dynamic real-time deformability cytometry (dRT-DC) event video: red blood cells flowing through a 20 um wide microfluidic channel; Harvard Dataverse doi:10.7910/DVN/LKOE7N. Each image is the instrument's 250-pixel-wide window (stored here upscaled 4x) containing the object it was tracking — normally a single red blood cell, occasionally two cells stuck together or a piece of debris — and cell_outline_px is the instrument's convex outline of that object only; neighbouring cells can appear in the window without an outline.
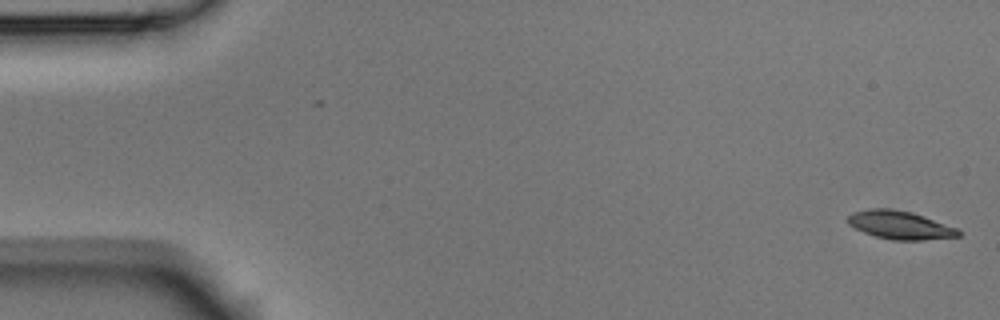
{"species": "Egyptian fruit bat (a non-hibernating species)", "species_latin": "Rousettus aegyptiacus", "temperature_condition": "room temperature", "stored_images_in_passage": 5, "camera_frame_rate_fps": 3000, "um_per_image_px": 0.085, "animal": {"sex": "male"}, "frame": {"image": 1, "passage_image": 1, "time_ms": 0.0, "image_size_px": [1000, 320], "cell_outline_px": [[960, 236], [924, 240], [892, 240], [876, 236], [864, 232], [848, 224], [848, 216], [852, 212], [876, 208], [888, 208], [912, 212], [956, 228], [960, 232]], "centroid_in_image_um": [76.49, 19.13], "position_along_channel_um": 8.5, "area_um2": 17.92}}
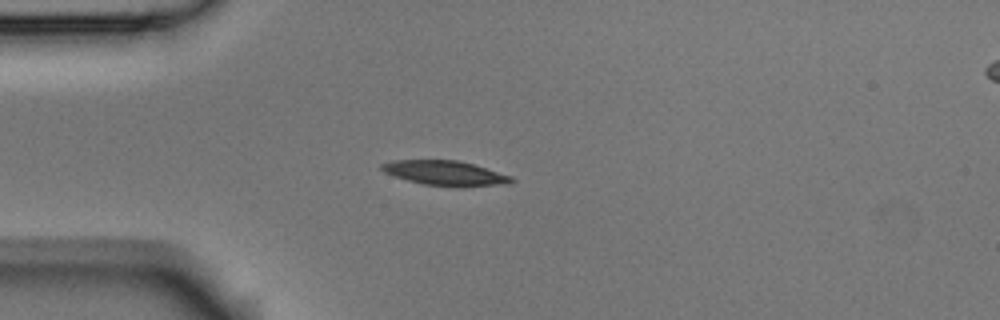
{"frame": {"image": 2, "passage_image": 4, "time_ms": 1.0, "image_size_px": [1000, 320], "cell_outline_px": [[516, 180], [508, 184], [464, 188], [456, 188], [424, 184], [408, 180], [384, 172], [380, 168], [380, 164], [392, 160], [456, 160], [472, 164], [512, 176]], "centroid_in_image_um": [37.89, 14.74], "position_along_channel_um": 47.1, "area_um2": 18.96}}